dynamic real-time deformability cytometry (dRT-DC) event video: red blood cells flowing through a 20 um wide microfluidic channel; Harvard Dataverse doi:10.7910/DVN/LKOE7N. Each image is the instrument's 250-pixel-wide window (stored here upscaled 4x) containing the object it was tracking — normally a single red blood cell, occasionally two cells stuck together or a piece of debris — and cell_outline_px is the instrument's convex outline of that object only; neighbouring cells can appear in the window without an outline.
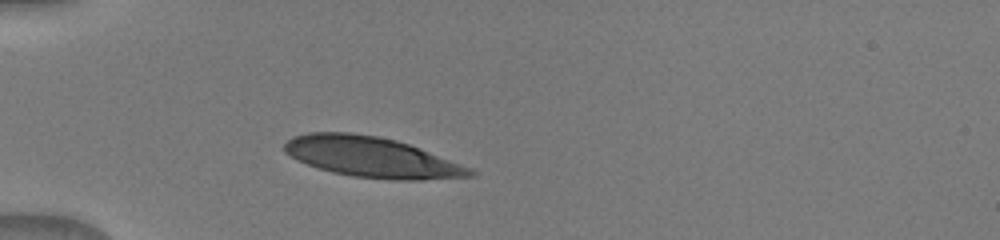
{"species": "human", "species_latin": "Homo sapiens", "temperature_condition": "warm", "stored_images_in_passage": 22, "camera_frame_rate_fps": 3000, "um_per_image_px": 0.085, "donor": {"sex": "male"}, "frame": {"image": 1, "passage_image": 1, "time_ms": 0.0, "image_size_px": [1000, 240], "cell_outline_px": [[476, 176], [424, 180], [392, 180], [352, 176], [332, 172], [308, 164], [284, 152], [284, 144], [292, 136], [308, 132], [352, 132], [376, 136], [396, 140], [420, 148], [472, 168], [476, 172]], "centroid_in_image_um": [31.63, 13.36], "position_along_channel_um": 53.4, "area_um2": 43.64}}
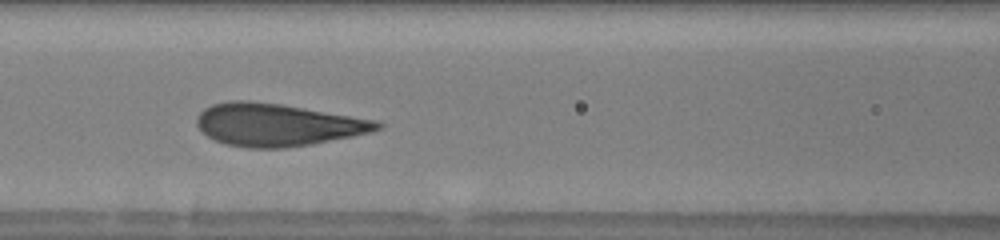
{"frame": {"image": 2, "passage_image": 6, "time_ms": 2.667, "image_size_px": [1000, 240], "cell_outline_px": [[384, 124], [380, 128], [372, 132], [312, 144], [284, 148], [248, 148], [224, 144], [208, 136], [196, 124], [196, 120], [200, 112], [204, 108], [212, 104], [232, 100], [248, 100], [280, 104], [376, 120]], "centroid_in_image_um": [23.56, 10.61], "position_along_channel_um": 143.0, "area_um2": 44.51}}
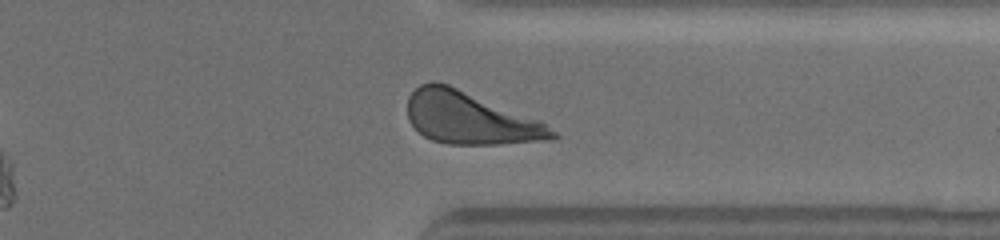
{"frame": {"image": 3, "passage_image": 17, "time_ms": 8.333, "image_size_px": [1000, 240], "cell_outline_px": [[560, 136], [548, 140], [496, 144], [448, 144], [432, 140], [424, 136], [408, 120], [408, 96], [420, 84], [432, 80], [448, 84], [540, 120], [556, 132]], "centroid_in_image_um": [39.94, 10.03], "position_along_channel_um": 371.5, "area_um2": 43.81}}